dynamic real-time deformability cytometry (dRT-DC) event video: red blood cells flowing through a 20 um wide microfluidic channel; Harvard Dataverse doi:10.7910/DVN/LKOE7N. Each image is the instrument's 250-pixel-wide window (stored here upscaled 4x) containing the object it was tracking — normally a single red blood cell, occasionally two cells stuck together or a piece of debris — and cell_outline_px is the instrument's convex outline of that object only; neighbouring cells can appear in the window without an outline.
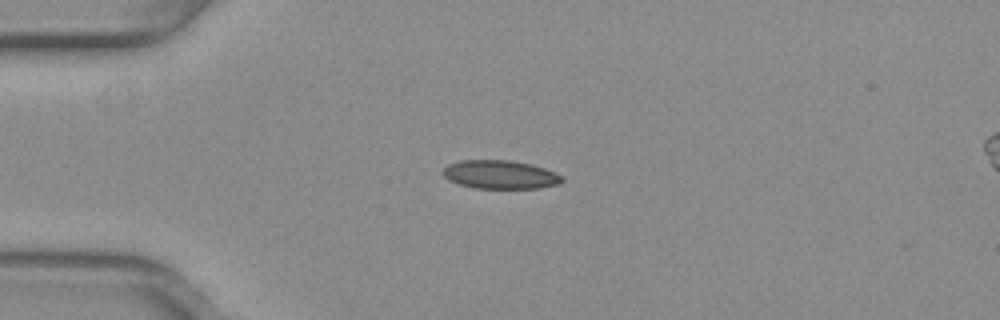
{"species": "common noctule bat (a hibernating species)", "species_latin": "Nyctalus noctula", "temperature_condition": "warm", "stored_images_in_passage": 39, "camera_frame_rate_fps": 3000, "um_per_image_px": 0.085, "animal": {"sex": "female", "body_mass_g": 29.2, "forearm_length_mm": 56.3}, "frame": {"image": 1, "passage_image": 1, "time_ms": 0.0, "image_size_px": [1000, 320], "cell_outline_px": [[564, 180], [560, 184], [540, 188], [476, 188], [460, 184], [448, 180], [440, 172], [448, 164], [460, 160], [512, 160], [532, 164], [556, 172], [564, 176]], "centroid_in_image_um": [42.54, 14.83], "position_along_channel_um": 42.5, "area_um2": 20.06}}
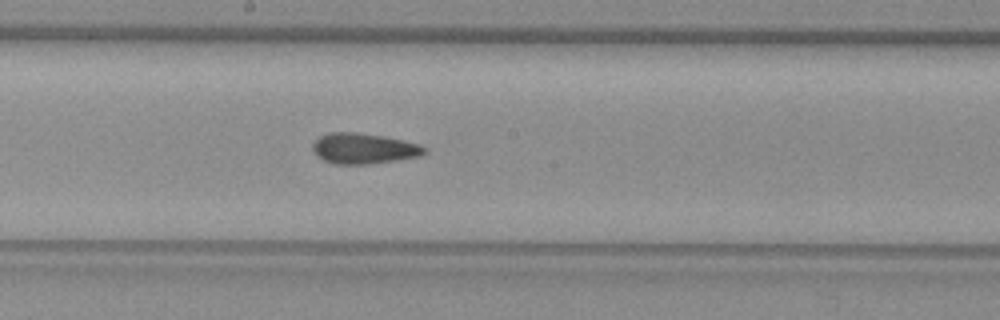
{"frame": {"image": 2, "passage_image": 16, "time_ms": 5.0, "image_size_px": [1000, 320], "cell_outline_px": [[428, 148], [420, 156], [396, 160], [368, 164], [332, 164], [316, 156], [312, 148], [312, 144], [320, 136], [328, 132], [356, 132], [384, 136], [404, 140], [420, 144]], "centroid_in_image_um": [30.9, 12.62], "position_along_channel_um": 217.3, "area_um2": 20.06}}
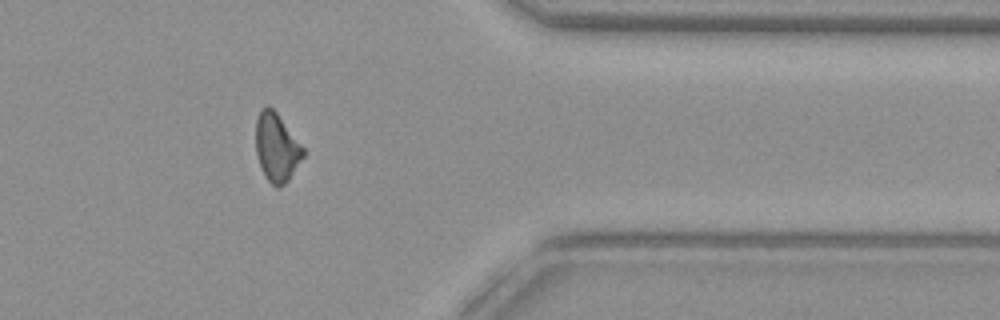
{"frame": {"image": 3, "passage_image": 30, "time_ms": 9.667, "image_size_px": [1000, 320], "cell_outline_px": [[304, 156], [288, 180], [280, 188], [276, 188], [268, 180], [260, 168], [256, 156], [256, 120], [260, 112], [268, 104], [276, 112], [304, 148]], "centroid_in_image_um": [23.5, 12.56], "position_along_channel_um": 387.9, "area_um2": 18.73}, "authors_computed_cell_mechanics": {"area_um2": 19.5942, "velocity_mm_per_s": 4.0196, "shape_relaxation_time_tau1_ms": null, "shape_relaxation_time_tau2_ms": 2.857, "deformation_change_tau1": null, "deformation_change_tau2": 0.0862}}